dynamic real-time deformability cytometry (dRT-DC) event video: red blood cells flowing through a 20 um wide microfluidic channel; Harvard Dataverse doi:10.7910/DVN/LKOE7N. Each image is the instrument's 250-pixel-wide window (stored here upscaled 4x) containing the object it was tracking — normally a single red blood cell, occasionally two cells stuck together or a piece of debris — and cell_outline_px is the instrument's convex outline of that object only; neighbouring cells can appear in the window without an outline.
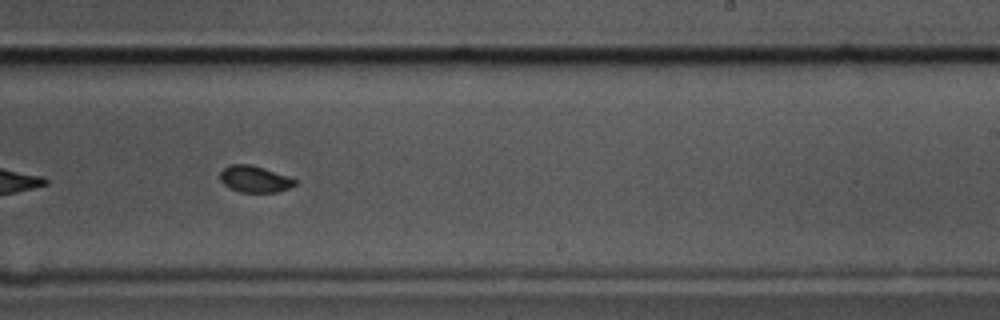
{"species": "common noctule bat (a hibernating species)", "species_latin": "Nyctalus noctula", "temperature_condition": "cold", "stored_images_in_passage": 9, "camera_frame_rate_fps": 3000, "um_per_image_px": 0.085, "animal": {"sex": "male", "body_mass_g": 17.5, "forearm_length_mm": 52.3}, "frame": {"image": 1, "passage_image": 8, "time_ms": 2.333, "image_size_px": [1000, 320], "cell_outline_px": [[296, 184], [288, 188], [276, 192], [240, 192], [228, 188], [220, 180], [220, 172], [228, 164], [248, 164], [264, 168], [288, 176], [296, 180]], "centroid_in_image_um": [21.61, 15.22], "position_along_channel_um": 267.4, "area_um2": 11.56}}
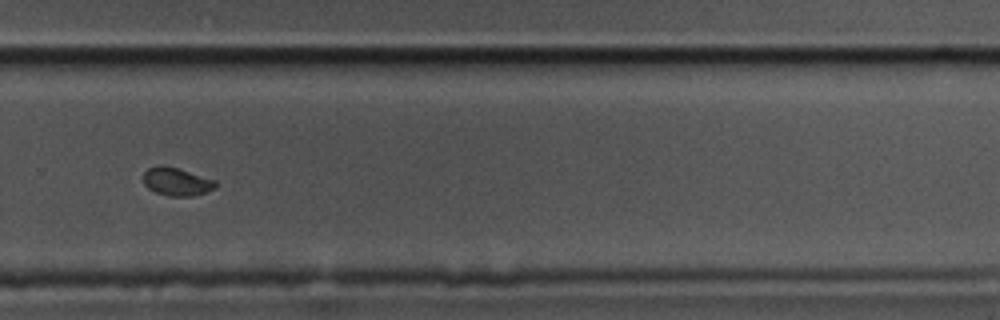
{"frame": {"image": 2, "passage_image": 9, "time_ms": 2.667, "image_size_px": [1000, 320], "cell_outline_px": [[216, 188], [192, 196], [168, 196], [156, 192], [148, 188], [144, 184], [140, 176], [148, 168], [160, 164], [176, 168], [216, 180]], "centroid_in_image_um": [14.96, 15.43], "position_along_channel_um": 314.8, "area_um2": 11.85}}